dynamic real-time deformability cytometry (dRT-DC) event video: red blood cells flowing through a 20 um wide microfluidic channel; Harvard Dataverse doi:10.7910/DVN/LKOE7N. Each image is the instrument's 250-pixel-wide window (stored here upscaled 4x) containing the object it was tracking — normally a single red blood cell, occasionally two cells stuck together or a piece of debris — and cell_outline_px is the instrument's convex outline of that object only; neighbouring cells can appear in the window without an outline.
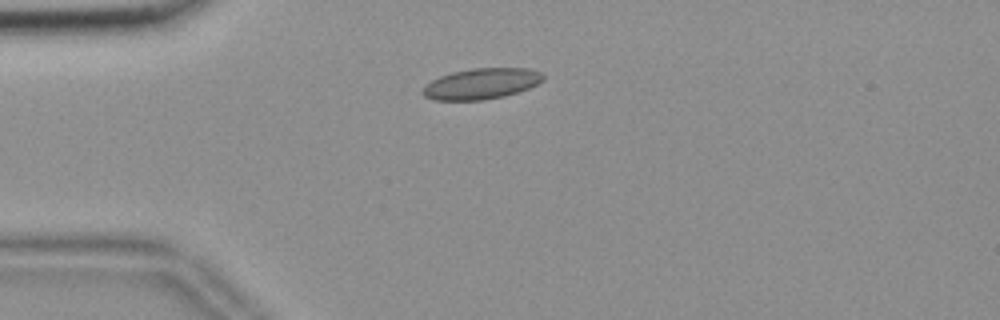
{"species": "common noctule bat (a hibernating species)", "species_latin": "Nyctalus noctula", "temperature_condition": "room temperature", "stored_images_in_passage": 44, "camera_frame_rate_fps": 3000, "um_per_image_px": 0.085, "animal": {"sex": "female", "body_mass_g": 18.4}, "frame": {"image": 1, "passage_image": 2, "time_ms": 0.333, "image_size_px": [1000, 320], "cell_outline_px": [[544, 80], [528, 88], [504, 96], [484, 100], [432, 100], [424, 96], [420, 92], [432, 80], [440, 76], [452, 72], [472, 68], [528, 68], [540, 72], [544, 76]], "centroid_in_image_um": [40.9, 7.11], "position_along_channel_um": 44.1, "area_um2": 21.56}}
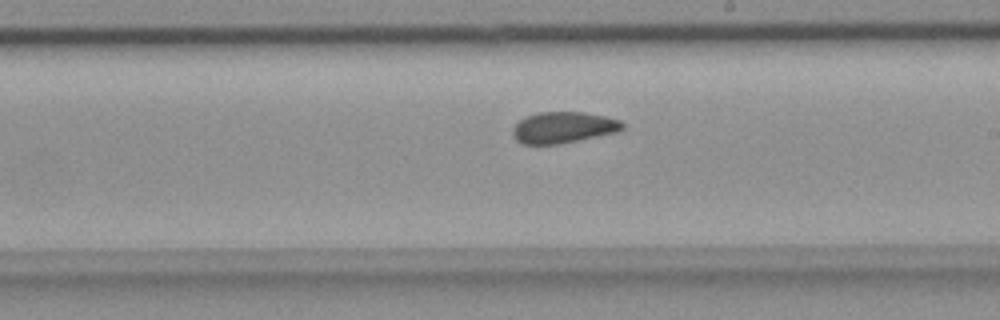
{"frame": {"image": 2, "passage_image": 20, "time_ms": 6.333, "image_size_px": [1000, 320], "cell_outline_px": [[624, 128], [616, 132], [560, 144], [524, 144], [516, 140], [512, 136], [512, 128], [524, 116], [540, 112], [584, 112], [604, 116], [620, 120], [624, 124]], "centroid_in_image_um": [47.85, 10.83], "position_along_channel_um": 241.1, "area_um2": 20.0}}
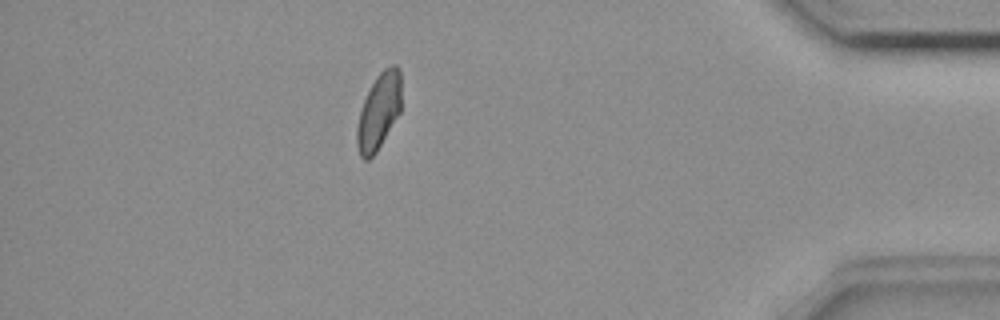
{"frame": {"image": 3, "passage_image": 37, "time_ms": 12.0, "image_size_px": [1000, 320], "cell_outline_px": [[400, 112], [376, 152], [368, 160], [364, 160], [360, 156], [356, 144], [356, 128], [360, 112], [364, 100], [376, 76], [384, 68], [392, 64], [396, 64], [400, 68]], "centroid_in_image_um": [32.19, 9.46], "position_along_channel_um": 403.0, "area_um2": 19.54}, "authors_computed_cell_mechanics": {"area_um2": 20.3456, "velocity_mm_per_s": 3.6266, "shape_relaxation_time_tau1_ms": 9.8094, "shape_relaxation_time_tau2_ms": 1.7356, "deformation_change_tau1": 0.1201, "deformation_change_tau2": 0.0704}}